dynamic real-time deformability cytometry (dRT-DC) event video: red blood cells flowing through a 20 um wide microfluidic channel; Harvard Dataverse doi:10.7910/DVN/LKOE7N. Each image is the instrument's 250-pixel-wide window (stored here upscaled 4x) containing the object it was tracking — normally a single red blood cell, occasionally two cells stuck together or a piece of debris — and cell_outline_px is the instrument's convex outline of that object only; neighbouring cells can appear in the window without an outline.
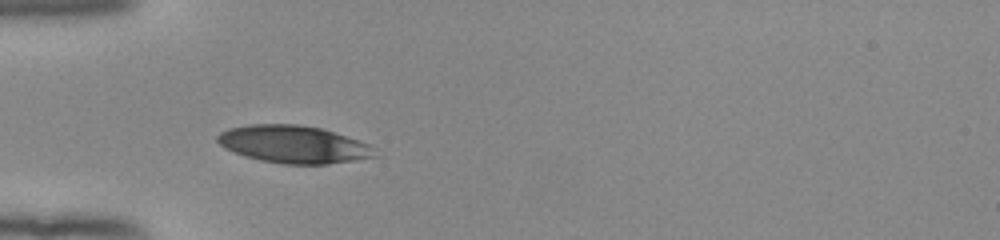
{"species": "human", "species_latin": "Homo sapiens", "temperature_condition": "room temperature", "stored_images_in_passage": 30, "camera_frame_rate_fps": 3000, "um_per_image_px": 0.085, "donor": {"sex": "female"}, "frame": {"image": 1, "passage_image": 1, "time_ms": 0.0, "image_size_px": [1000, 240], "cell_outline_px": [[376, 156], [356, 160], [328, 164], [284, 164], [260, 160], [244, 156], [224, 148], [216, 140], [216, 136], [220, 132], [228, 128], [248, 124], [296, 124], [320, 128], [368, 144], [376, 148]], "centroid_in_image_um": [24.91, 12.27], "position_along_channel_um": 60.1, "area_um2": 34.33}}
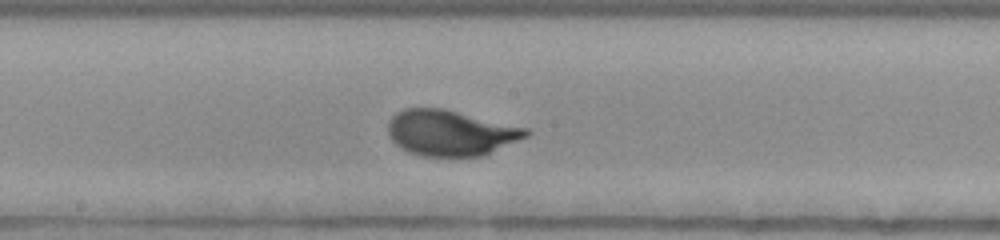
{"frame": {"image": 2, "passage_image": 13, "time_ms": 4.0, "image_size_px": [1000, 240], "cell_outline_px": [[532, 132], [528, 136], [484, 156], [424, 156], [408, 152], [400, 148], [388, 136], [388, 124], [392, 116], [396, 112], [404, 108], [444, 108], [528, 128]], "centroid_in_image_um": [38.3, 11.29], "position_along_channel_um": 209.9, "area_um2": 36.99}}
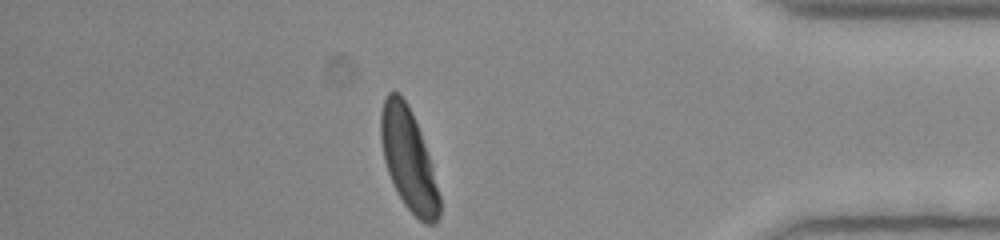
{"frame": {"image": 3, "passage_image": 30, "time_ms": 9.667, "image_size_px": [1000, 240], "cell_outline_px": [[440, 216], [432, 224], [428, 224], [420, 220], [404, 204], [388, 172], [384, 160], [380, 140], [380, 112], [384, 100], [388, 92], [396, 92], [408, 104], [412, 112], [420, 132], [432, 168], [440, 196]], "centroid_in_image_um": [34.7, 13.54], "position_along_channel_um": 400.5, "area_um2": 34.04}, "authors_computed_cell_mechanics": {"area_um2": 36.125, "velocity_mm_per_s": 3.9045, "shape_relaxation_time_tau1_ms": 2.4754, "shape_relaxation_time_tau2_ms": null, "deformation_change_tau1": 0.1713, "deformation_change_tau2": null}}